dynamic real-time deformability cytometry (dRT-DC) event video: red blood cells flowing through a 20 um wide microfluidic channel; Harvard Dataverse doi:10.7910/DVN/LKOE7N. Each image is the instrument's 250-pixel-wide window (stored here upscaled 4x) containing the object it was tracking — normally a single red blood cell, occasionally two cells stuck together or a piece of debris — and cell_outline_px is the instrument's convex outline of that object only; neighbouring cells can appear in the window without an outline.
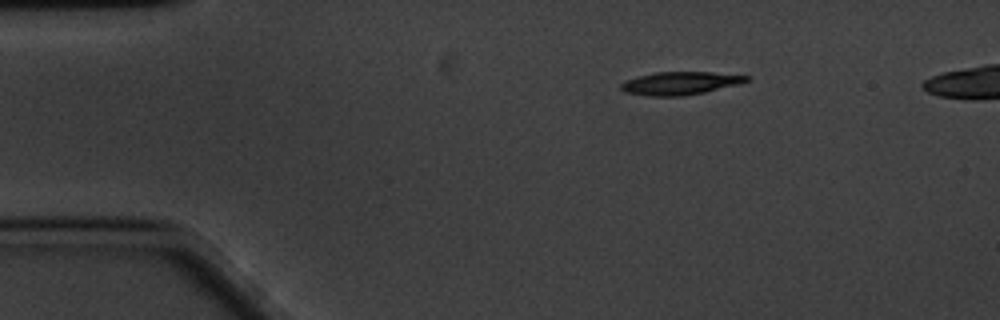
{"species": "common noctule bat (a hibernating species)", "species_latin": "Nyctalus noctula", "temperature_condition": "cold", "stored_images_in_passage": 47, "camera_frame_rate_fps": 3000, "um_per_image_px": 0.085, "animal": {"sex": "male", "body_mass_g": 20.1, "forearm_length_mm": 53.5}, "frame": {"image": 1, "passage_image": 1, "time_ms": 0.0, "image_size_px": [1000, 320], "cell_outline_px": [[752, 80], [704, 92], [684, 96], [648, 96], [624, 92], [620, 88], [620, 84], [624, 80], [656, 72], [712, 72], [752, 76]], "centroid_in_image_um": [57.8, 7.07], "position_along_channel_um": 27.2, "area_um2": 16.82}}
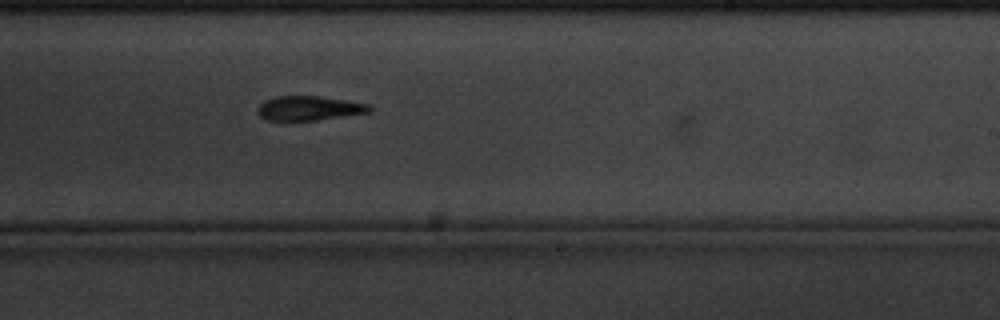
{"frame": {"image": 2, "passage_image": 27, "time_ms": 8.667, "image_size_px": [1000, 320], "cell_outline_px": [[372, 112], [316, 120], [268, 120], [260, 116], [256, 112], [256, 108], [264, 100], [276, 96], [320, 96], [348, 100], [372, 104]], "centroid_in_image_um": [26.3, 9.19], "position_along_channel_um": 262.7, "area_um2": 16.13}}
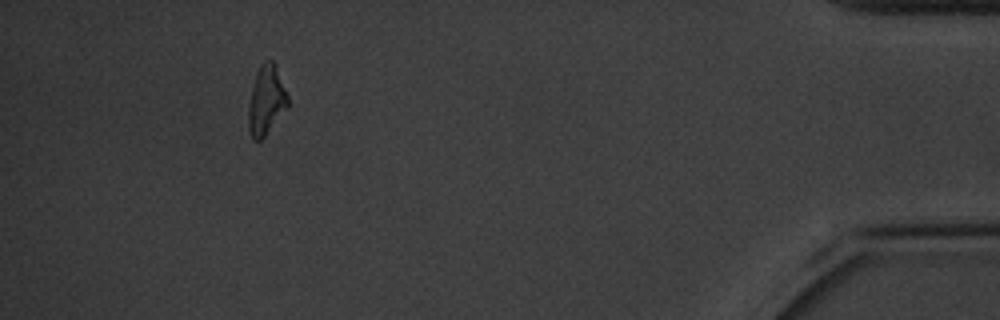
{"frame": {"image": 3, "passage_image": 46, "time_ms": 15.0, "image_size_px": [1000, 320], "cell_outline_px": [[288, 108], [264, 136], [260, 140], [252, 140], [248, 128], [248, 108], [252, 88], [256, 72], [260, 64], [264, 60], [272, 60], [276, 64], [288, 96]], "centroid_in_image_um": [22.63, 8.51], "position_along_channel_um": 412.6, "area_um2": 16.01}}